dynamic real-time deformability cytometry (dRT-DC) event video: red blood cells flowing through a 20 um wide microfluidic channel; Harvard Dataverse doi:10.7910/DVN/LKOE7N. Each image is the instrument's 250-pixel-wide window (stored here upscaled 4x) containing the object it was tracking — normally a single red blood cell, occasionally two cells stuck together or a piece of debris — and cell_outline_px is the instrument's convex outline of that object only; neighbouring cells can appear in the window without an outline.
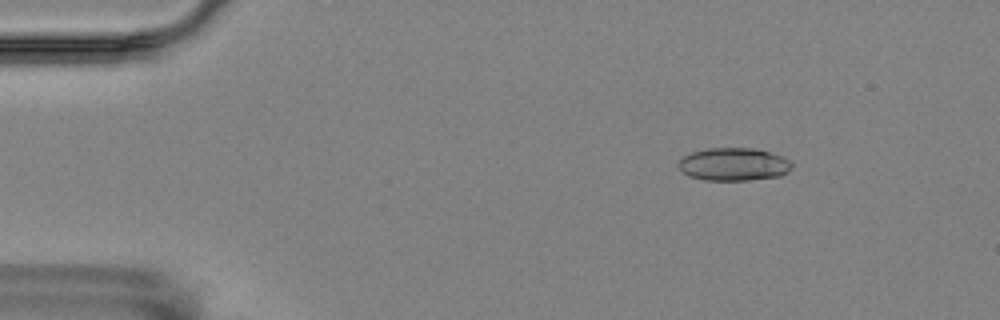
{"species": "Egyptian fruit bat (a non-hibernating species)", "species_latin": "Rousettus aegyptiacus", "temperature_condition": "room temperature", "stored_images_in_passage": 6, "camera_frame_rate_fps": 3000, "um_per_image_px": 0.085, "animal": {"sex": "female"}, "frame": {"image": 1, "passage_image": 3, "time_ms": 2.333, "image_size_px": [1000, 320], "cell_outline_px": [[792, 168], [788, 172], [780, 176], [748, 180], [704, 180], [688, 176], [680, 172], [676, 164], [684, 156], [692, 152], [708, 148], [752, 148], [768, 152], [792, 160]], "centroid_in_image_um": [62.33, 13.97], "position_along_channel_um": 22.7, "area_um2": 21.91}}